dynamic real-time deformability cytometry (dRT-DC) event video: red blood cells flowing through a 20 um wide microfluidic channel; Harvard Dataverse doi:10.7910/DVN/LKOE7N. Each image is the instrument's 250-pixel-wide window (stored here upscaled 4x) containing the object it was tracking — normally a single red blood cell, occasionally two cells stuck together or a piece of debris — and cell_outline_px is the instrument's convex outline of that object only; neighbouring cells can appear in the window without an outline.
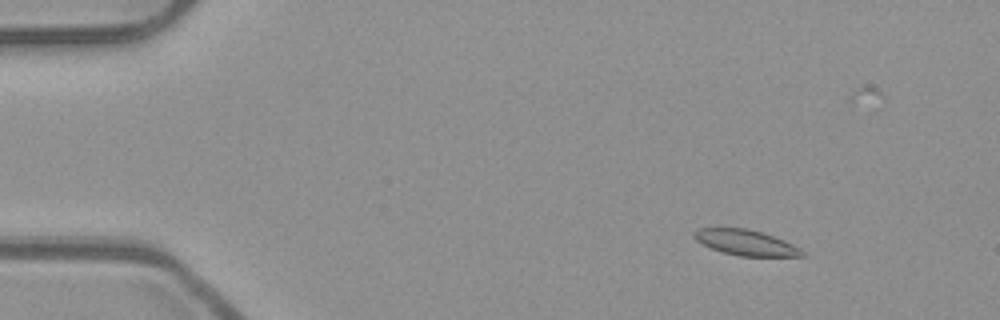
{"species": "common noctule bat (a hibernating species)", "species_latin": "Nyctalus noctula", "temperature_condition": "room temperature", "stored_images_in_passage": 53, "camera_frame_rate_fps": 3000, "um_per_image_px": 0.085, "animal": {"sex": "male", "body_mass_g": 23.1, "forearm_length_mm": 52.7}, "frame": {"image": 1, "passage_image": 7, "time_ms": 2.0, "image_size_px": [1000, 320], "cell_outline_px": [[808, 256], [740, 256], [724, 252], [712, 248], [696, 240], [692, 236], [692, 232], [696, 228], [716, 224], [748, 228], [764, 232], [784, 240], [800, 248]], "centroid_in_image_um": [63.3, 20.54], "position_along_channel_um": 21.7, "area_um2": 16.88}}
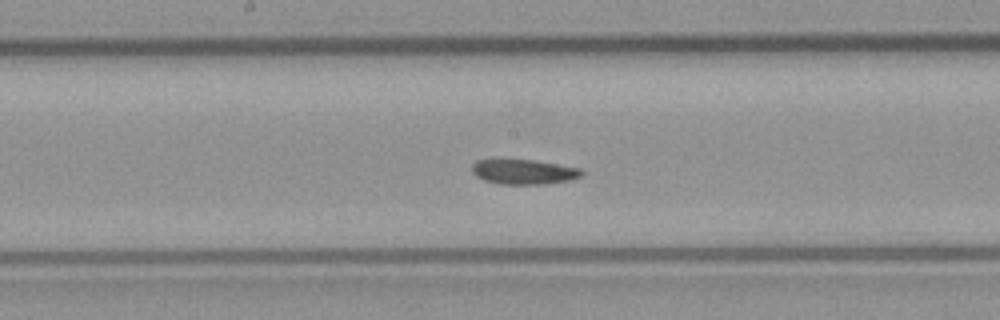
{"frame": {"image": 2, "passage_image": 28, "time_ms": 9.0, "image_size_px": [1000, 320], "cell_outline_px": [[584, 176], [572, 180], [544, 184], [500, 184], [484, 180], [476, 176], [472, 172], [472, 164], [476, 160], [532, 160], [580, 168], [584, 172]], "centroid_in_image_um": [44.55, 14.62], "position_along_channel_um": 203.6, "area_um2": 15.9}}
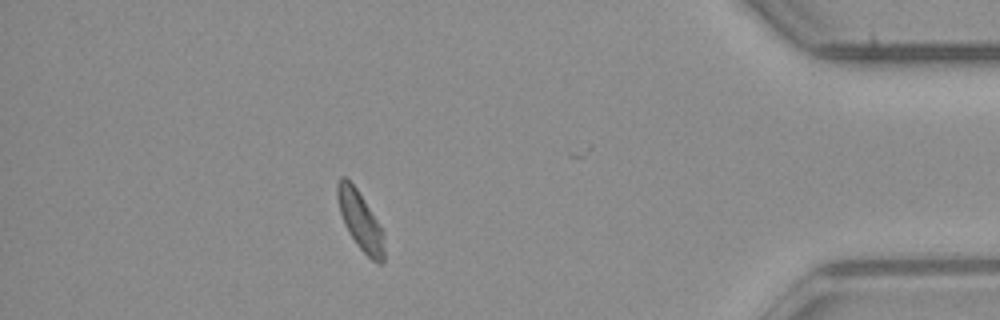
{"frame": {"image": 3, "passage_image": 47, "time_ms": 15.333, "image_size_px": [1000, 320], "cell_outline_px": [[384, 260], [380, 264], [372, 260], [356, 244], [344, 224], [340, 212], [336, 196], [336, 184], [340, 176], [344, 176], [356, 188], [364, 200], [384, 232]], "centroid_in_image_um": [30.61, 18.75], "position_along_channel_um": 404.6, "area_um2": 15.84}, "authors_computed_cell_mechanics": {"area_um2": 16.4152, "velocity_mm_per_s": 3.9256, "shape_relaxation_time_tau1_ms": null, "shape_relaxation_time_tau2_ms": 10.0191, "deformation_change_tau1": null, "deformation_change_tau2": 0.1245}}